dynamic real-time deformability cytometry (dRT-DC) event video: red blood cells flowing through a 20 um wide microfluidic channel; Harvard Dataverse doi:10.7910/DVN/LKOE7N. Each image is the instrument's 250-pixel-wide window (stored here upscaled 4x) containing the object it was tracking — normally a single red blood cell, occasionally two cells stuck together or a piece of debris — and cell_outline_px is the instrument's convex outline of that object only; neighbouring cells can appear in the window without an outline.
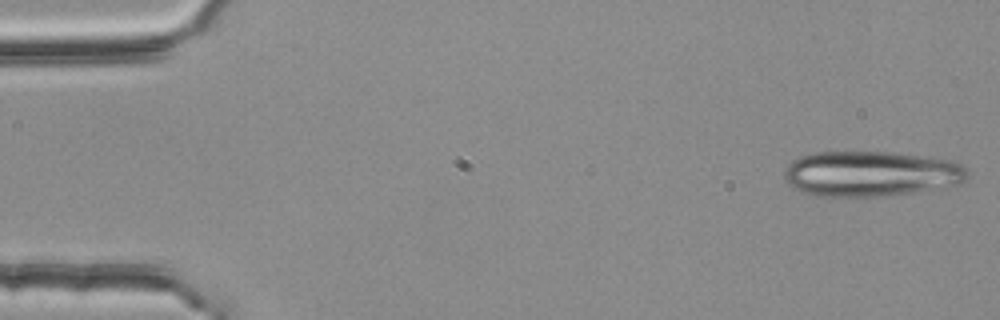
{"species": "common noctule bat (a hibernating species)", "species_latin": "Nyctalus noctula", "temperature_condition": "room temperature", "stored_images_in_passage": 4, "camera_frame_rate_fps": 3000, "um_per_image_px": 0.085, "animal": {"sex": "female", "body_mass_g": 25.1}, "frame": {"image": 1, "passage_image": 1, "time_ms": 0.0, "image_size_px": [1000, 320], "cell_outline_px": [[968, 176], [960, 184], [948, 188], [916, 192], [880, 196], [816, 196], [800, 192], [792, 188], [788, 184], [784, 176], [784, 172], [788, 164], [792, 160], [800, 156], [816, 152], [892, 152], [952, 160], [968, 168]], "centroid_in_image_um": [74.05, 14.77], "position_along_channel_um": 11.0, "area_um2": 49.01}}